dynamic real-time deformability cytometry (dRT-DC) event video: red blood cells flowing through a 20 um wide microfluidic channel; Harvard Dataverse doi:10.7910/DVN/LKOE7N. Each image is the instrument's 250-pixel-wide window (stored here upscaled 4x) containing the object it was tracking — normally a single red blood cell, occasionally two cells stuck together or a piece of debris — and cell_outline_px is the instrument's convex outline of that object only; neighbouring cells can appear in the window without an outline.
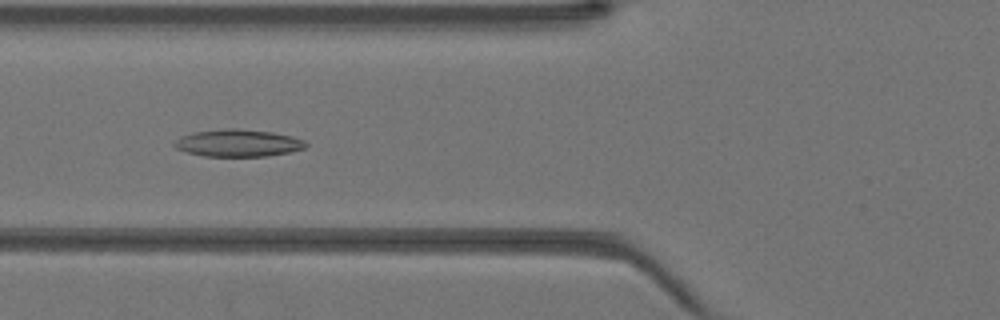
{"species": "Egyptian fruit bat (a non-hibernating species)", "species_latin": "Rousettus aegyptiacus", "temperature_condition": "warm", "stored_images_in_passage": 44, "camera_frame_rate_fps": 3000, "um_per_image_px": 0.085, "animal": {"sex": "female"}, "frame": {"image": 1, "passage_image": 17, "time_ms": 5.333, "image_size_px": [1000, 320], "cell_outline_px": [[308, 144], [304, 148], [288, 152], [264, 156], [204, 156], [188, 152], [176, 148], [172, 144], [180, 136], [192, 132], [228, 128], [236, 128], [272, 132], [292, 136], [304, 140]], "centroid_in_image_um": [20.21, 12.15], "position_along_channel_um": 105.6, "area_um2": 20.75}}
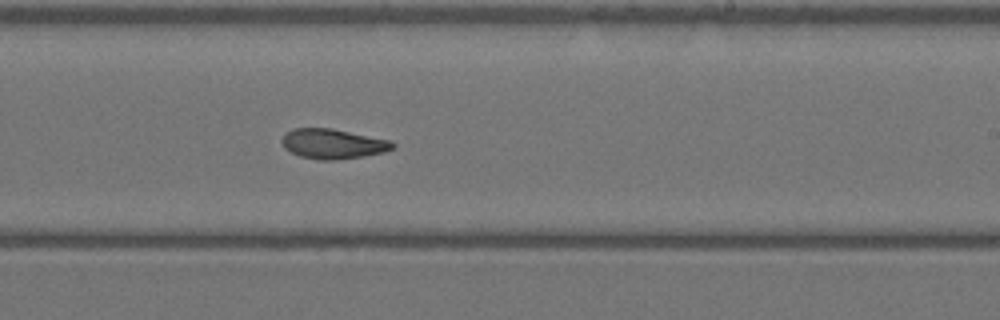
{"frame": {"image": 2, "passage_image": 27, "time_ms": 8.667, "image_size_px": [1000, 320], "cell_outline_px": [[396, 144], [392, 148], [384, 152], [364, 156], [332, 160], [320, 160], [300, 156], [284, 148], [280, 140], [292, 128], [332, 128], [392, 140]], "centroid_in_image_um": [28.31, 12.22], "position_along_channel_um": 260.7, "area_um2": 19.31}}
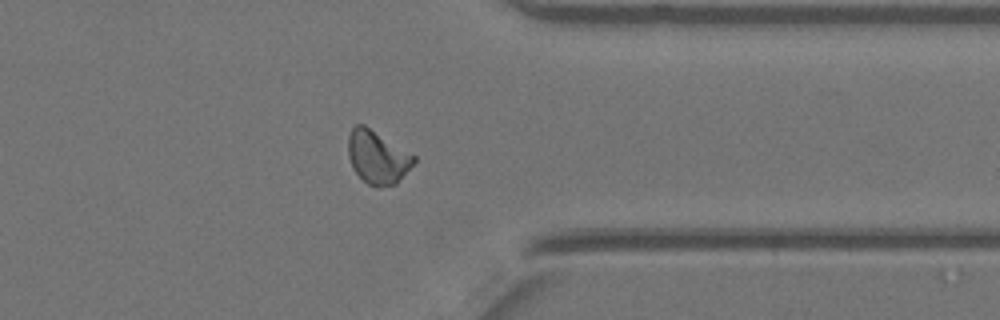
{"frame": {"image": 3, "passage_image": 35, "time_ms": 11.333, "image_size_px": [1000, 320], "cell_outline_px": [[416, 160], [396, 184], [368, 184], [352, 168], [348, 156], [348, 136], [352, 128], [356, 124], [364, 124], [416, 156]], "centroid_in_image_um": [32.06, 13.31], "position_along_channel_um": 379.3, "area_um2": 19.88}}